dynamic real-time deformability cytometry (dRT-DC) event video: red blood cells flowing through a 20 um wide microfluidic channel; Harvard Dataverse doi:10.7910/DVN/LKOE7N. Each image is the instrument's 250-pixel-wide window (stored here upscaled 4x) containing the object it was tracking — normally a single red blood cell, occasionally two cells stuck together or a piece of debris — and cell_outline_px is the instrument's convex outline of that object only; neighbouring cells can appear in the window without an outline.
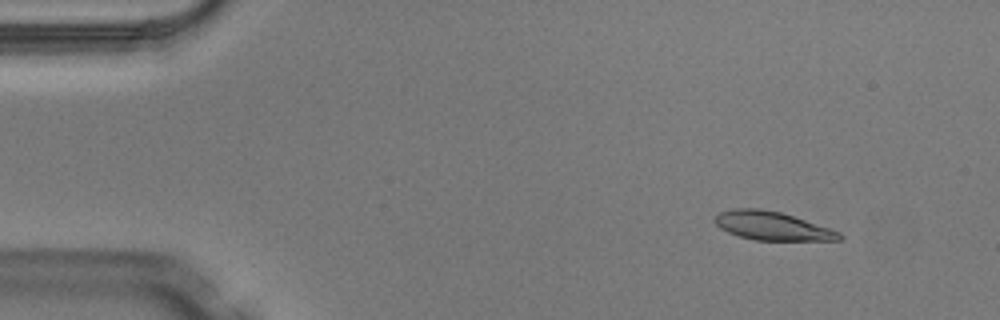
{"species": "Egyptian fruit bat (a non-hibernating species)", "species_latin": "Rousettus aegyptiacus", "temperature_condition": "warm", "stored_images_in_passage": 3, "camera_frame_rate_fps": 3000, "um_per_image_px": 0.085, "animal": {"sex": "male"}, "frame": {"image": 1, "passage_image": 1, "time_ms": 0.0, "image_size_px": [1000, 320], "cell_outline_px": [[844, 236], [840, 240], [756, 240], [740, 236], [728, 232], [720, 228], [712, 220], [720, 212], [736, 208], [760, 208], [780, 212], [840, 232]], "centroid_in_image_um": [65.6, 19.2], "position_along_channel_um": 19.4, "area_um2": 20.4}}